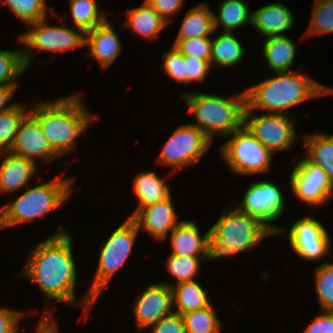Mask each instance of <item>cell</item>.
Returning a JSON list of instances; mask_svg holds the SVG:
<instances>
[{
	"instance_id": "cell-10",
	"label": "cell",
	"mask_w": 333,
	"mask_h": 333,
	"mask_svg": "<svg viewBox=\"0 0 333 333\" xmlns=\"http://www.w3.org/2000/svg\"><path fill=\"white\" fill-rule=\"evenodd\" d=\"M212 140L197 126H179L162 146L156 163L171 167V173L197 163L208 151Z\"/></svg>"
},
{
	"instance_id": "cell-33",
	"label": "cell",
	"mask_w": 333,
	"mask_h": 333,
	"mask_svg": "<svg viewBox=\"0 0 333 333\" xmlns=\"http://www.w3.org/2000/svg\"><path fill=\"white\" fill-rule=\"evenodd\" d=\"M28 111L30 110H26L23 104L18 102L16 106L0 112L1 153L9 151L22 120L29 113Z\"/></svg>"
},
{
	"instance_id": "cell-16",
	"label": "cell",
	"mask_w": 333,
	"mask_h": 333,
	"mask_svg": "<svg viewBox=\"0 0 333 333\" xmlns=\"http://www.w3.org/2000/svg\"><path fill=\"white\" fill-rule=\"evenodd\" d=\"M9 152L36 164L37 159L45 164L60 156L44 136L39 121L30 112L22 120Z\"/></svg>"
},
{
	"instance_id": "cell-24",
	"label": "cell",
	"mask_w": 333,
	"mask_h": 333,
	"mask_svg": "<svg viewBox=\"0 0 333 333\" xmlns=\"http://www.w3.org/2000/svg\"><path fill=\"white\" fill-rule=\"evenodd\" d=\"M126 13L127 27L147 40L155 39L168 25L146 0Z\"/></svg>"
},
{
	"instance_id": "cell-26",
	"label": "cell",
	"mask_w": 333,
	"mask_h": 333,
	"mask_svg": "<svg viewBox=\"0 0 333 333\" xmlns=\"http://www.w3.org/2000/svg\"><path fill=\"white\" fill-rule=\"evenodd\" d=\"M218 9V14L213 12L214 31L221 26L223 32L232 33L236 28L252 22V12L244 0H224L218 4Z\"/></svg>"
},
{
	"instance_id": "cell-40",
	"label": "cell",
	"mask_w": 333,
	"mask_h": 333,
	"mask_svg": "<svg viewBox=\"0 0 333 333\" xmlns=\"http://www.w3.org/2000/svg\"><path fill=\"white\" fill-rule=\"evenodd\" d=\"M186 63V84L202 82L211 70L210 60H203L195 56L184 55Z\"/></svg>"
},
{
	"instance_id": "cell-21",
	"label": "cell",
	"mask_w": 333,
	"mask_h": 333,
	"mask_svg": "<svg viewBox=\"0 0 333 333\" xmlns=\"http://www.w3.org/2000/svg\"><path fill=\"white\" fill-rule=\"evenodd\" d=\"M195 221H180L171 232L172 253L179 256H208L209 230L201 236Z\"/></svg>"
},
{
	"instance_id": "cell-1",
	"label": "cell",
	"mask_w": 333,
	"mask_h": 333,
	"mask_svg": "<svg viewBox=\"0 0 333 333\" xmlns=\"http://www.w3.org/2000/svg\"><path fill=\"white\" fill-rule=\"evenodd\" d=\"M60 226L54 235L33 246L20 275L27 276L46 299L77 305L78 269L72 236Z\"/></svg>"
},
{
	"instance_id": "cell-9",
	"label": "cell",
	"mask_w": 333,
	"mask_h": 333,
	"mask_svg": "<svg viewBox=\"0 0 333 333\" xmlns=\"http://www.w3.org/2000/svg\"><path fill=\"white\" fill-rule=\"evenodd\" d=\"M28 25L32 29L19 36V40L26 47L22 49V58L26 69L31 66L36 50L39 52H63L85 47V33L75 26H51L48 25L47 17Z\"/></svg>"
},
{
	"instance_id": "cell-37",
	"label": "cell",
	"mask_w": 333,
	"mask_h": 333,
	"mask_svg": "<svg viewBox=\"0 0 333 333\" xmlns=\"http://www.w3.org/2000/svg\"><path fill=\"white\" fill-rule=\"evenodd\" d=\"M26 70L22 50L0 49V85H18L17 79Z\"/></svg>"
},
{
	"instance_id": "cell-15",
	"label": "cell",
	"mask_w": 333,
	"mask_h": 333,
	"mask_svg": "<svg viewBox=\"0 0 333 333\" xmlns=\"http://www.w3.org/2000/svg\"><path fill=\"white\" fill-rule=\"evenodd\" d=\"M173 310V290L165 282L150 284L136 298L133 305L134 321L138 331L149 329Z\"/></svg>"
},
{
	"instance_id": "cell-38",
	"label": "cell",
	"mask_w": 333,
	"mask_h": 333,
	"mask_svg": "<svg viewBox=\"0 0 333 333\" xmlns=\"http://www.w3.org/2000/svg\"><path fill=\"white\" fill-rule=\"evenodd\" d=\"M211 42L212 38L210 37H200L187 40H174L172 45L183 55L210 60Z\"/></svg>"
},
{
	"instance_id": "cell-11",
	"label": "cell",
	"mask_w": 333,
	"mask_h": 333,
	"mask_svg": "<svg viewBox=\"0 0 333 333\" xmlns=\"http://www.w3.org/2000/svg\"><path fill=\"white\" fill-rule=\"evenodd\" d=\"M243 200L236 206L240 211L258 218L275 234H281L285 229L271 224L282 217L285 209V199L282 191L270 180L254 181L245 189Z\"/></svg>"
},
{
	"instance_id": "cell-27",
	"label": "cell",
	"mask_w": 333,
	"mask_h": 333,
	"mask_svg": "<svg viewBox=\"0 0 333 333\" xmlns=\"http://www.w3.org/2000/svg\"><path fill=\"white\" fill-rule=\"evenodd\" d=\"M173 310L175 313L185 314L209 307L212 303L208 299V291L197 281L182 282L172 286Z\"/></svg>"
},
{
	"instance_id": "cell-13",
	"label": "cell",
	"mask_w": 333,
	"mask_h": 333,
	"mask_svg": "<svg viewBox=\"0 0 333 333\" xmlns=\"http://www.w3.org/2000/svg\"><path fill=\"white\" fill-rule=\"evenodd\" d=\"M289 184L294 197L312 206L313 210L333 197V183L327 173L306 157L296 162Z\"/></svg>"
},
{
	"instance_id": "cell-35",
	"label": "cell",
	"mask_w": 333,
	"mask_h": 333,
	"mask_svg": "<svg viewBox=\"0 0 333 333\" xmlns=\"http://www.w3.org/2000/svg\"><path fill=\"white\" fill-rule=\"evenodd\" d=\"M315 294L322 310L333 311V262H324L314 268Z\"/></svg>"
},
{
	"instance_id": "cell-28",
	"label": "cell",
	"mask_w": 333,
	"mask_h": 333,
	"mask_svg": "<svg viewBox=\"0 0 333 333\" xmlns=\"http://www.w3.org/2000/svg\"><path fill=\"white\" fill-rule=\"evenodd\" d=\"M305 157L319 165L333 183V135L314 133L304 136Z\"/></svg>"
},
{
	"instance_id": "cell-45",
	"label": "cell",
	"mask_w": 333,
	"mask_h": 333,
	"mask_svg": "<svg viewBox=\"0 0 333 333\" xmlns=\"http://www.w3.org/2000/svg\"><path fill=\"white\" fill-rule=\"evenodd\" d=\"M44 311V315H41L42 318L38 321L36 333H59L58 324L54 322L56 319H53L52 312L47 309Z\"/></svg>"
},
{
	"instance_id": "cell-19",
	"label": "cell",
	"mask_w": 333,
	"mask_h": 333,
	"mask_svg": "<svg viewBox=\"0 0 333 333\" xmlns=\"http://www.w3.org/2000/svg\"><path fill=\"white\" fill-rule=\"evenodd\" d=\"M294 14L282 3H272L252 11L251 25L265 38L285 35L294 27Z\"/></svg>"
},
{
	"instance_id": "cell-32",
	"label": "cell",
	"mask_w": 333,
	"mask_h": 333,
	"mask_svg": "<svg viewBox=\"0 0 333 333\" xmlns=\"http://www.w3.org/2000/svg\"><path fill=\"white\" fill-rule=\"evenodd\" d=\"M215 309L211 304L207 308L182 314L186 333H220L221 320L215 313Z\"/></svg>"
},
{
	"instance_id": "cell-30",
	"label": "cell",
	"mask_w": 333,
	"mask_h": 333,
	"mask_svg": "<svg viewBox=\"0 0 333 333\" xmlns=\"http://www.w3.org/2000/svg\"><path fill=\"white\" fill-rule=\"evenodd\" d=\"M69 6L75 27L84 33L108 20L95 0H69Z\"/></svg>"
},
{
	"instance_id": "cell-44",
	"label": "cell",
	"mask_w": 333,
	"mask_h": 333,
	"mask_svg": "<svg viewBox=\"0 0 333 333\" xmlns=\"http://www.w3.org/2000/svg\"><path fill=\"white\" fill-rule=\"evenodd\" d=\"M303 333H333V311L322 310Z\"/></svg>"
},
{
	"instance_id": "cell-12",
	"label": "cell",
	"mask_w": 333,
	"mask_h": 333,
	"mask_svg": "<svg viewBox=\"0 0 333 333\" xmlns=\"http://www.w3.org/2000/svg\"><path fill=\"white\" fill-rule=\"evenodd\" d=\"M288 114L262 113L255 115L247 106L243 125L273 154L290 149L296 137L295 119Z\"/></svg>"
},
{
	"instance_id": "cell-14",
	"label": "cell",
	"mask_w": 333,
	"mask_h": 333,
	"mask_svg": "<svg viewBox=\"0 0 333 333\" xmlns=\"http://www.w3.org/2000/svg\"><path fill=\"white\" fill-rule=\"evenodd\" d=\"M294 253L307 261H319L329 254L331 240L327 229L316 218L302 217L292 223L288 233Z\"/></svg>"
},
{
	"instance_id": "cell-2",
	"label": "cell",
	"mask_w": 333,
	"mask_h": 333,
	"mask_svg": "<svg viewBox=\"0 0 333 333\" xmlns=\"http://www.w3.org/2000/svg\"><path fill=\"white\" fill-rule=\"evenodd\" d=\"M246 106L253 112L285 113L311 98L333 94V88L315 82L306 72L300 70L275 73L256 85L245 89Z\"/></svg>"
},
{
	"instance_id": "cell-6",
	"label": "cell",
	"mask_w": 333,
	"mask_h": 333,
	"mask_svg": "<svg viewBox=\"0 0 333 333\" xmlns=\"http://www.w3.org/2000/svg\"><path fill=\"white\" fill-rule=\"evenodd\" d=\"M58 176L49 182L28 187L15 201L0 207V230L33 222L64 205L72 191L74 178Z\"/></svg>"
},
{
	"instance_id": "cell-7",
	"label": "cell",
	"mask_w": 333,
	"mask_h": 333,
	"mask_svg": "<svg viewBox=\"0 0 333 333\" xmlns=\"http://www.w3.org/2000/svg\"><path fill=\"white\" fill-rule=\"evenodd\" d=\"M138 231L136 223L130 217H127L105 241L99 254L95 276L86 295L80 302L85 314L88 315L89 309L115 273L120 270V267L125 266L127 259L133 252Z\"/></svg>"
},
{
	"instance_id": "cell-39",
	"label": "cell",
	"mask_w": 333,
	"mask_h": 333,
	"mask_svg": "<svg viewBox=\"0 0 333 333\" xmlns=\"http://www.w3.org/2000/svg\"><path fill=\"white\" fill-rule=\"evenodd\" d=\"M164 73L175 82L186 84V63L184 55L173 47L163 54Z\"/></svg>"
},
{
	"instance_id": "cell-43",
	"label": "cell",
	"mask_w": 333,
	"mask_h": 333,
	"mask_svg": "<svg viewBox=\"0 0 333 333\" xmlns=\"http://www.w3.org/2000/svg\"><path fill=\"white\" fill-rule=\"evenodd\" d=\"M153 9L162 17V19L170 24L172 15L176 14L182 5L184 0H146Z\"/></svg>"
},
{
	"instance_id": "cell-22",
	"label": "cell",
	"mask_w": 333,
	"mask_h": 333,
	"mask_svg": "<svg viewBox=\"0 0 333 333\" xmlns=\"http://www.w3.org/2000/svg\"><path fill=\"white\" fill-rule=\"evenodd\" d=\"M262 43V56L272 73L291 72L296 46L287 35L270 36Z\"/></svg>"
},
{
	"instance_id": "cell-17",
	"label": "cell",
	"mask_w": 333,
	"mask_h": 333,
	"mask_svg": "<svg viewBox=\"0 0 333 333\" xmlns=\"http://www.w3.org/2000/svg\"><path fill=\"white\" fill-rule=\"evenodd\" d=\"M173 204L170 196L156 204L139 209L131 219L136 223L139 231L143 230L155 241H163L180 223Z\"/></svg>"
},
{
	"instance_id": "cell-3",
	"label": "cell",
	"mask_w": 333,
	"mask_h": 333,
	"mask_svg": "<svg viewBox=\"0 0 333 333\" xmlns=\"http://www.w3.org/2000/svg\"><path fill=\"white\" fill-rule=\"evenodd\" d=\"M33 105L29 112L39 121L41 131L60 156L74 151L78 136L93 120L80 94Z\"/></svg>"
},
{
	"instance_id": "cell-36",
	"label": "cell",
	"mask_w": 333,
	"mask_h": 333,
	"mask_svg": "<svg viewBox=\"0 0 333 333\" xmlns=\"http://www.w3.org/2000/svg\"><path fill=\"white\" fill-rule=\"evenodd\" d=\"M306 37L333 33V0H315Z\"/></svg>"
},
{
	"instance_id": "cell-25",
	"label": "cell",
	"mask_w": 333,
	"mask_h": 333,
	"mask_svg": "<svg viewBox=\"0 0 333 333\" xmlns=\"http://www.w3.org/2000/svg\"><path fill=\"white\" fill-rule=\"evenodd\" d=\"M213 32V11L206 2H202L186 13L175 40L211 37Z\"/></svg>"
},
{
	"instance_id": "cell-29",
	"label": "cell",
	"mask_w": 333,
	"mask_h": 333,
	"mask_svg": "<svg viewBox=\"0 0 333 333\" xmlns=\"http://www.w3.org/2000/svg\"><path fill=\"white\" fill-rule=\"evenodd\" d=\"M244 53L240 40L233 33L222 32L212 39L210 65L212 68L215 65L231 67L241 61Z\"/></svg>"
},
{
	"instance_id": "cell-8",
	"label": "cell",
	"mask_w": 333,
	"mask_h": 333,
	"mask_svg": "<svg viewBox=\"0 0 333 333\" xmlns=\"http://www.w3.org/2000/svg\"><path fill=\"white\" fill-rule=\"evenodd\" d=\"M226 137L229 140L219 150L230 171L238 175L270 172L273 153L244 125Z\"/></svg>"
},
{
	"instance_id": "cell-46",
	"label": "cell",
	"mask_w": 333,
	"mask_h": 333,
	"mask_svg": "<svg viewBox=\"0 0 333 333\" xmlns=\"http://www.w3.org/2000/svg\"><path fill=\"white\" fill-rule=\"evenodd\" d=\"M18 85H0V112L8 110L18 103L9 102L14 97ZM7 102L8 105H7Z\"/></svg>"
},
{
	"instance_id": "cell-42",
	"label": "cell",
	"mask_w": 333,
	"mask_h": 333,
	"mask_svg": "<svg viewBox=\"0 0 333 333\" xmlns=\"http://www.w3.org/2000/svg\"><path fill=\"white\" fill-rule=\"evenodd\" d=\"M24 312L0 307V333H21L19 319Z\"/></svg>"
},
{
	"instance_id": "cell-20",
	"label": "cell",
	"mask_w": 333,
	"mask_h": 333,
	"mask_svg": "<svg viewBox=\"0 0 333 333\" xmlns=\"http://www.w3.org/2000/svg\"><path fill=\"white\" fill-rule=\"evenodd\" d=\"M2 153L5 157L0 164V193L5 195L26 186L36 173L37 164L9 151Z\"/></svg>"
},
{
	"instance_id": "cell-18",
	"label": "cell",
	"mask_w": 333,
	"mask_h": 333,
	"mask_svg": "<svg viewBox=\"0 0 333 333\" xmlns=\"http://www.w3.org/2000/svg\"><path fill=\"white\" fill-rule=\"evenodd\" d=\"M119 36L111 23L107 20L85 33V44L89 52L86 57L94 58L102 70L108 69L122 52Z\"/></svg>"
},
{
	"instance_id": "cell-5",
	"label": "cell",
	"mask_w": 333,
	"mask_h": 333,
	"mask_svg": "<svg viewBox=\"0 0 333 333\" xmlns=\"http://www.w3.org/2000/svg\"><path fill=\"white\" fill-rule=\"evenodd\" d=\"M181 97L185 101V107L195 118L196 123L192 125L201 129L212 141L216 135L226 138L243 126L245 90L233 97L188 91Z\"/></svg>"
},
{
	"instance_id": "cell-34",
	"label": "cell",
	"mask_w": 333,
	"mask_h": 333,
	"mask_svg": "<svg viewBox=\"0 0 333 333\" xmlns=\"http://www.w3.org/2000/svg\"><path fill=\"white\" fill-rule=\"evenodd\" d=\"M11 12L27 25L41 21L47 17V12L54 10L47 6L45 0H0ZM48 9V10H47Z\"/></svg>"
},
{
	"instance_id": "cell-23",
	"label": "cell",
	"mask_w": 333,
	"mask_h": 333,
	"mask_svg": "<svg viewBox=\"0 0 333 333\" xmlns=\"http://www.w3.org/2000/svg\"><path fill=\"white\" fill-rule=\"evenodd\" d=\"M166 178H160L154 171H142L137 174L133 190L138 199V205L135 211L128 217H132L139 209L147 207L171 196V189L166 184Z\"/></svg>"
},
{
	"instance_id": "cell-31",
	"label": "cell",
	"mask_w": 333,
	"mask_h": 333,
	"mask_svg": "<svg viewBox=\"0 0 333 333\" xmlns=\"http://www.w3.org/2000/svg\"><path fill=\"white\" fill-rule=\"evenodd\" d=\"M208 256H179L170 254L165 263L168 273L176 278L175 283H167L170 287L182 282L196 281L200 262L207 260Z\"/></svg>"
},
{
	"instance_id": "cell-4",
	"label": "cell",
	"mask_w": 333,
	"mask_h": 333,
	"mask_svg": "<svg viewBox=\"0 0 333 333\" xmlns=\"http://www.w3.org/2000/svg\"><path fill=\"white\" fill-rule=\"evenodd\" d=\"M271 235L275 233L258 218L228 208L209 229L207 260L244 253Z\"/></svg>"
},
{
	"instance_id": "cell-41",
	"label": "cell",
	"mask_w": 333,
	"mask_h": 333,
	"mask_svg": "<svg viewBox=\"0 0 333 333\" xmlns=\"http://www.w3.org/2000/svg\"><path fill=\"white\" fill-rule=\"evenodd\" d=\"M149 328L151 329V333H186L185 322L182 315L175 312L162 317Z\"/></svg>"
}]
</instances>
